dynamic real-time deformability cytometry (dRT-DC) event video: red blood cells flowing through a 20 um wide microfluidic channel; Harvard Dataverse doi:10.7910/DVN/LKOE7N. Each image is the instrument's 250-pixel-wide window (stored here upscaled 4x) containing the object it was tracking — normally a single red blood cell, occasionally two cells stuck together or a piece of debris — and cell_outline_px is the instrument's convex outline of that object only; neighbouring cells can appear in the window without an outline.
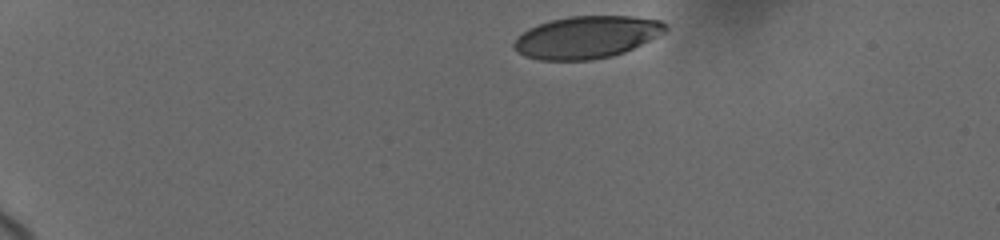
{"species": "human", "species_latin": "Homo sapiens", "temperature_condition": "cold", "stored_images_in_passage": 9, "camera_frame_rate_fps": 3000, "um_per_image_px": 0.085, "donor": {"sex": "female"}, "frame": {"image": 1, "passage_image": 1, "time_ms": 0.0, "image_size_px": [1000, 240], "cell_outline_px": [[668, 28], [664, 32], [624, 52], [612, 56], [592, 60], [540, 60], [524, 56], [512, 44], [528, 28], [552, 20], [568, 16], [632, 16], [660, 20], [668, 24]], "centroid_in_image_um": [49.89, 3.15], "position_along_channel_um": 35.1, "area_um2": 36.93}}
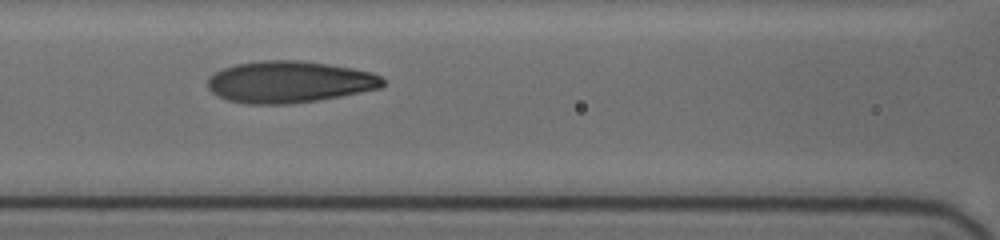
{"frame": {"image": 2, "passage_image": 8, "time_ms": 5.333, "image_size_px": [1000, 240], "cell_outline_px": [[384, 84], [380, 88], [340, 96], [316, 100], [288, 104], [252, 104], [228, 100], [212, 92], [208, 88], [208, 80], [216, 72], [224, 68], [236, 64], [260, 60], [300, 60], [328, 64], [352, 68], [372, 72], [380, 76], [384, 80]], "centroid_in_image_um": [24.61, 6.95], "position_along_channel_um": 142.0, "area_um2": 42.25}}
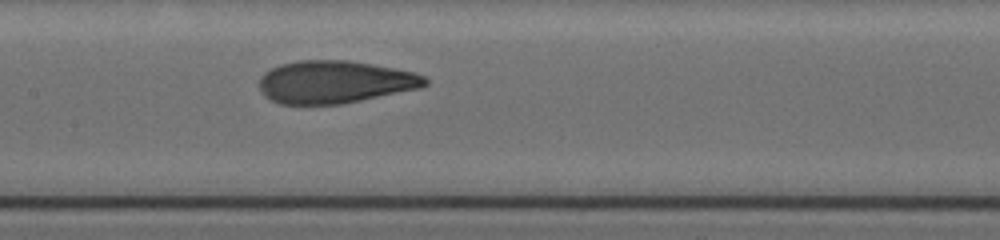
{"frame": {"image": 3, "passage_image": 9, "time_ms": 6.333, "image_size_px": [1000, 240], "cell_outline_px": [[428, 84], [420, 88], [340, 104], [280, 104], [264, 96], [260, 88], [260, 76], [264, 72], [280, 64], [300, 60], [348, 60], [372, 64], [412, 72], [424, 76], [428, 80]], "centroid_in_image_um": [28.43, 6.96], "position_along_channel_um": 179.0, "area_um2": 40.92}}